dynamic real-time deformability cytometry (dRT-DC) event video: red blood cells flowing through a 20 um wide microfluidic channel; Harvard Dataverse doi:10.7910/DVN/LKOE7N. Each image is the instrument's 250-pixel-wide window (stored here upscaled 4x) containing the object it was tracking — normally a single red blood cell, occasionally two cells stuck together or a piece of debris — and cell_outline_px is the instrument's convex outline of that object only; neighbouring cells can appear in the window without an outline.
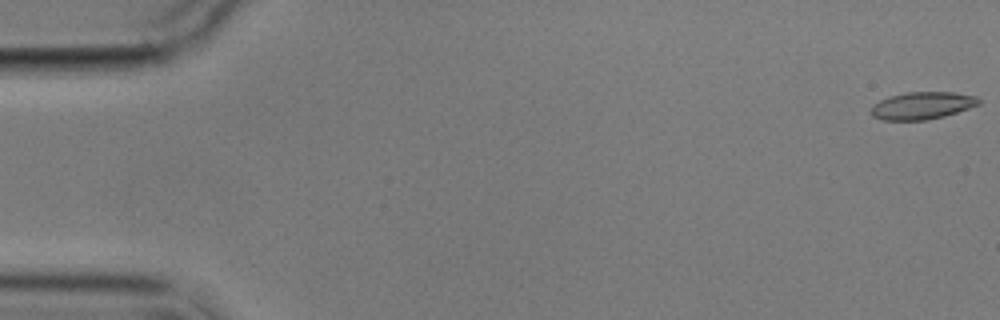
{"species": "common noctule bat (a hibernating species)", "species_latin": "Nyctalus noctula", "temperature_condition": "cold", "stored_images_in_passage": 8, "camera_frame_rate_fps": 3000, "um_per_image_px": 0.085, "animal": {"sex": "male", "body_mass_g": 17.9}, "frame": {"image": 1, "passage_image": 1, "time_ms": 0.0, "image_size_px": [1000, 320], "cell_outline_px": [[980, 104], [944, 116], [924, 120], [880, 120], [872, 116], [872, 104], [888, 96], [908, 92], [952, 92], [976, 96], [980, 100]], "centroid_in_image_um": [78.36, 8.97], "position_along_channel_um": 6.6, "area_um2": 17.11}}
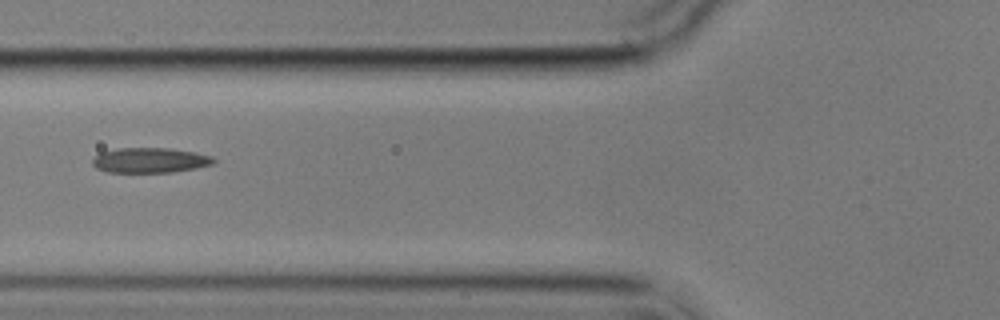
{"frame": {"image": 2, "passage_image": 7, "time_ms": 7.0, "image_size_px": [1000, 320], "cell_outline_px": [[216, 164], [196, 168], [172, 172], [108, 172], [96, 168], [92, 164], [92, 160], [100, 152], [116, 148], [168, 148], [196, 152], [212, 156], [216, 160]], "centroid_in_image_um": [12.78, 13.62], "position_along_channel_um": 113.0, "area_um2": 17.86}}
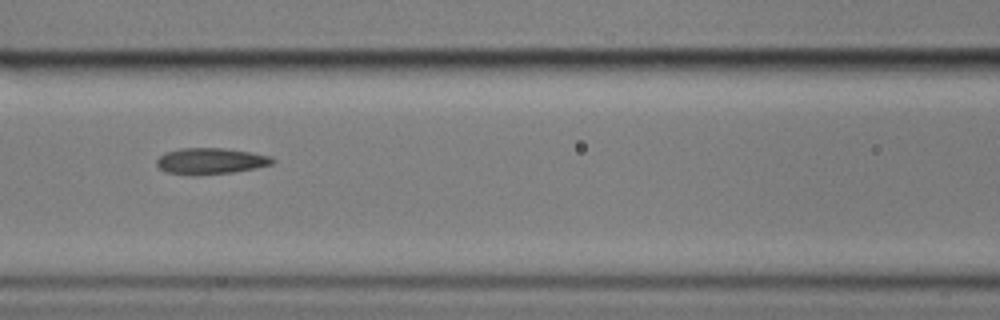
{"frame": {"image": 3, "passage_image": 8, "time_ms": 8.0, "image_size_px": [1000, 320], "cell_outline_px": [[276, 160], [272, 164], [256, 168], [232, 172], [196, 176], [168, 172], [160, 168], [156, 164], [156, 160], [164, 152], [180, 148], [224, 148], [252, 152], [272, 156]], "centroid_in_image_um": [17.92, 13.68], "position_along_channel_um": 148.7, "area_um2": 17.86}}